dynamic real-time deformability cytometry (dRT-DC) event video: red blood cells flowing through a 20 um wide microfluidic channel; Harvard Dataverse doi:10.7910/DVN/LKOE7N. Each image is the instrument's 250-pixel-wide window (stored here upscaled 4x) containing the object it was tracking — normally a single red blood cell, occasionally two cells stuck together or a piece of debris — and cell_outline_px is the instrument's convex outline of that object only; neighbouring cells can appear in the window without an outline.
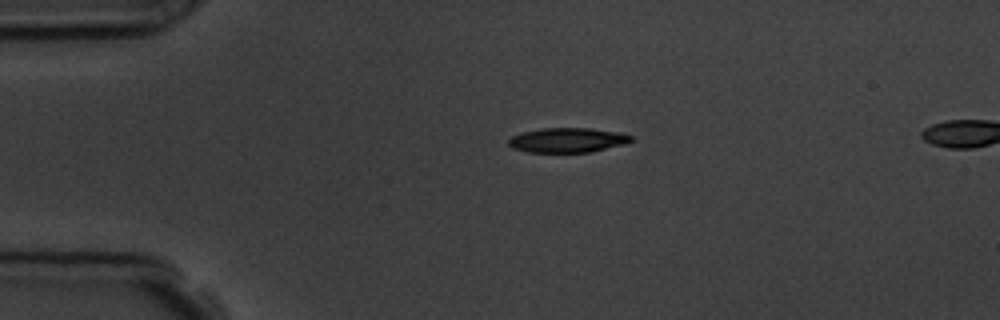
{"species": "common noctule bat (a hibernating species)", "species_latin": "Nyctalus noctula", "temperature_condition": "room temperature", "stored_images_in_passage": 3, "segment_of_instrument_passage": [1, 2], "camera_frame_rate_fps": 3000, "um_per_image_px": 0.085, "animal": {"sex": "male", "body_mass_g": 19.5, "forearm_length_mm": 54.6}, "frame": {"image": 1, "passage_image": 1, "time_ms": 0.0, "image_size_px": [1000, 320], "cell_outline_px": [[632, 140], [624, 144], [592, 152], [528, 152], [512, 148], [508, 144], [508, 140], [512, 136], [520, 132], [540, 128], [592, 128], [620, 132], [632, 136]], "centroid_in_image_um": [48.22, 11.9], "position_along_channel_um": 36.8, "area_um2": 17.74}}